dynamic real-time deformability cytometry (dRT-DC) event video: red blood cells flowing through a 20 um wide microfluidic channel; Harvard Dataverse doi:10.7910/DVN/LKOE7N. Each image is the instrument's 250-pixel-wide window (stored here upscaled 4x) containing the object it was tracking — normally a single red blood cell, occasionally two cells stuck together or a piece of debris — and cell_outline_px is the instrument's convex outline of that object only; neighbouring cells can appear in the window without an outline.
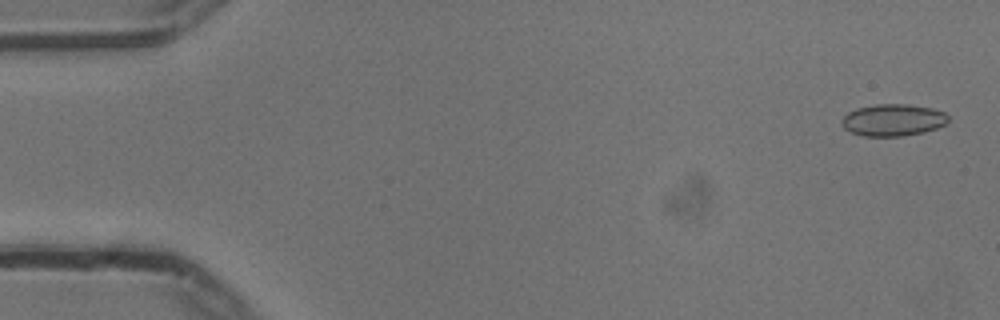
{"species": "common noctule bat (a hibernating species)", "species_latin": "Nyctalus noctula", "temperature_condition": "cold", "stored_images_in_passage": 15, "camera_frame_rate_fps": 3000, "um_per_image_px": 0.085, "animal": {"sex": "male", "body_mass_g": 13.3}, "frame": {"image": 1, "passage_image": 2, "time_ms": 0.333, "image_size_px": [1000, 320], "cell_outline_px": [[948, 120], [944, 124], [936, 128], [924, 132], [904, 136], [864, 136], [852, 132], [844, 128], [840, 124], [840, 120], [848, 112], [856, 108], [876, 104], [908, 104], [932, 108], [944, 112], [948, 116]], "centroid_in_image_um": [75.88, 10.2], "position_along_channel_um": 9.1, "area_um2": 19.88}}
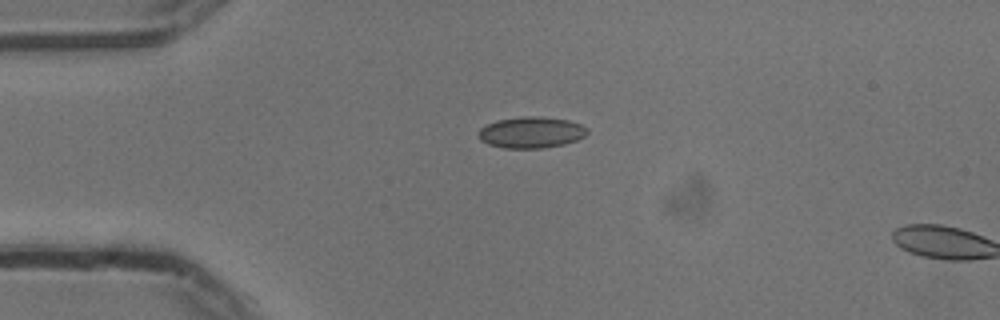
{"frame": {"image": 2, "passage_image": 13, "time_ms": 4.0, "image_size_px": [1000, 320], "cell_outline_px": [[588, 132], [584, 136], [576, 140], [564, 144], [544, 148], [504, 148], [488, 144], [480, 140], [480, 128], [496, 120], [520, 116], [540, 116], [568, 120], [580, 124], [588, 128]], "centroid_in_image_um": [45.16, 11.25], "position_along_channel_um": 39.8, "area_um2": 19.83}}